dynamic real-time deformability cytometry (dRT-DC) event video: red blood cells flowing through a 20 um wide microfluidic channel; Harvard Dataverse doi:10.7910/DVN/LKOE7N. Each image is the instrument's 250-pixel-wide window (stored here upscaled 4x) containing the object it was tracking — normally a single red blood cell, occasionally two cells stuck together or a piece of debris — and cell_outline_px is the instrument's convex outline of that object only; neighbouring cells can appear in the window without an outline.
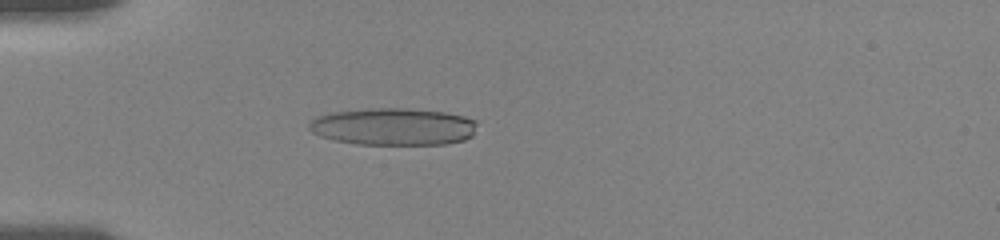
{"species": "human", "species_latin": "Homo sapiens", "temperature_condition": "room temperature", "stored_images_in_passage": 56, "camera_frame_rate_fps": 3000, "um_per_image_px": 0.085, "donor": {"sex": "female"}, "frame": {"image": 1, "passage_image": 17, "time_ms": 5.333, "image_size_px": [1000, 240], "cell_outline_px": [[476, 124], [472, 136], [464, 140], [444, 144], [356, 144], [336, 140], [320, 136], [312, 132], [308, 128], [308, 124], [312, 120], [320, 116], [332, 112], [372, 108], [408, 108], [444, 112], [464, 116], [476, 120]], "centroid_in_image_um": [33.44, 10.76], "position_along_channel_um": 51.6, "area_um2": 36.36}}
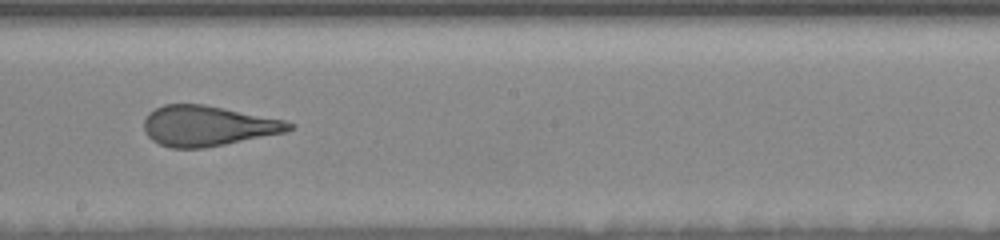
{"frame": {"image": 2, "passage_image": 33, "time_ms": 10.667, "image_size_px": [1000, 240], "cell_outline_px": [[296, 128], [288, 132], [204, 148], [172, 148], [160, 144], [152, 140], [144, 132], [144, 120], [148, 112], [164, 104], [204, 104], [284, 120], [296, 124]], "centroid_in_image_um": [17.68, 10.7], "position_along_channel_um": 230.5, "area_um2": 34.22}}
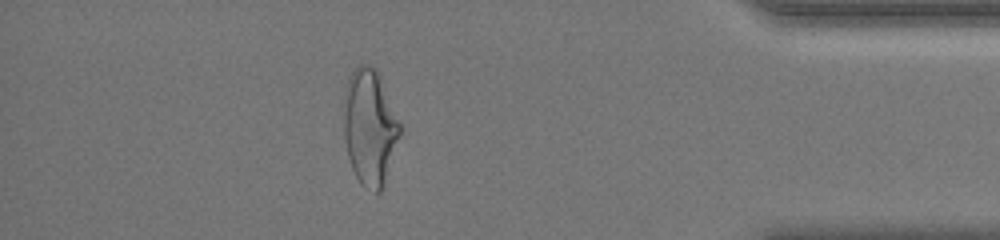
{"frame": {"image": 3, "passage_image": 50, "time_ms": 16.333, "image_size_px": [1000, 240], "cell_outline_px": [[404, 124], [384, 188], [380, 192], [376, 192], [364, 188], [360, 184], [352, 168], [348, 156], [344, 136], [344, 88], [348, 76], [360, 64], [368, 64], [376, 68]], "centroid_in_image_um": [31.48, 10.8], "position_along_channel_um": 403.7, "area_um2": 39.13}, "authors_computed_cell_mechanics": {"area_um2": 35.7782, "velocity_mm_per_s": 3.646, "shape_relaxation_time_tau1_ms": 4.8643, "shape_relaxation_time_tau2_ms": 1.072, "deformation_change_tau1": 0.2057, "deformation_change_tau2": 0.1122}}